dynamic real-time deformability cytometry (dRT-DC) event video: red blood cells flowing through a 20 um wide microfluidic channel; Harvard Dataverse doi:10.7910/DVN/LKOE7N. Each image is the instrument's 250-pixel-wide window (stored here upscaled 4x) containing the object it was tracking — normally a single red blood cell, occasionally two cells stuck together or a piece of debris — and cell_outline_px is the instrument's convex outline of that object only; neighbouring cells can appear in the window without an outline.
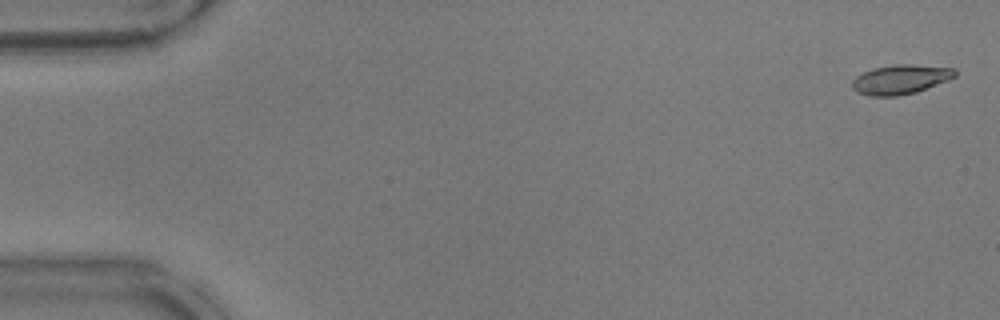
{"species": "common noctule bat (a hibernating species)", "species_latin": "Nyctalus noctula", "temperature_condition": "warm", "stored_images_in_passage": 16, "camera_frame_rate_fps": 3000, "um_per_image_px": 0.085, "animal": {"sex": "male", "body_mass_g": 17.9}, "frame": {"image": 1, "passage_image": 2, "time_ms": 0.333, "image_size_px": [1000, 320], "cell_outline_px": [[956, 76], [948, 80], [916, 92], [896, 96], [868, 96], [856, 92], [852, 88], [852, 80], [856, 76], [872, 68], [896, 64], [912, 64], [956, 68]], "centroid_in_image_um": [76.53, 6.74], "position_along_channel_um": 8.5, "area_um2": 17.74}}
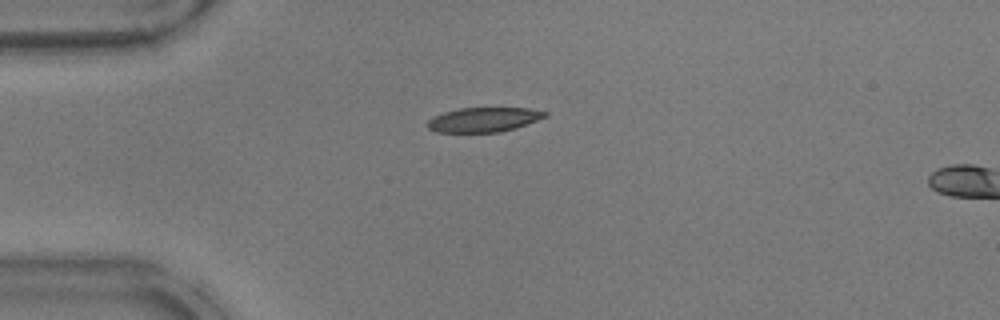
{"frame": {"image": 2, "passage_image": 14, "time_ms": 4.333, "image_size_px": [1000, 320], "cell_outline_px": [[548, 116], [516, 128], [500, 132], [436, 132], [428, 128], [428, 120], [432, 116], [444, 112], [460, 108], [528, 108], [548, 112]], "centroid_in_image_um": [41.12, 10.17], "position_along_channel_um": 43.9, "area_um2": 16.82}}